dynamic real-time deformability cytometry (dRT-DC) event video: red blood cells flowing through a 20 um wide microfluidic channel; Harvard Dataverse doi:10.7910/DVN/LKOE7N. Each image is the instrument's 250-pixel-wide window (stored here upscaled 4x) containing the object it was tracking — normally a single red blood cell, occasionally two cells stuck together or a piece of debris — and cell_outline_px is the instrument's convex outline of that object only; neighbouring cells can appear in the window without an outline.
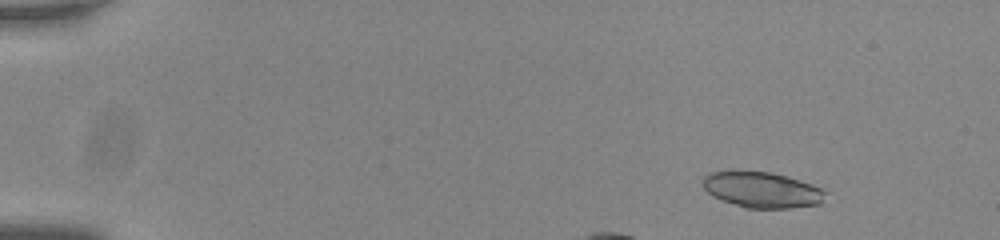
{"species": "common noctule bat (a hibernating species)", "species_latin": "Nyctalus noctula", "temperature_condition": "room temperature", "stored_images_in_passage": 18, "camera_frame_rate_fps": 3000, "um_per_image_px": 0.085, "animal": {"sex": "male", "body_mass_g": 20.0, "forearm_length_mm": 53.3}, "frame": {"image": 1, "passage_image": 8, "time_ms": 2.333, "image_size_px": [1000, 240], "cell_outline_px": [[824, 192], [820, 204], [788, 208], [744, 208], [720, 200], [708, 192], [704, 188], [700, 180], [708, 172], [732, 168], [772, 172], [812, 184], [820, 188]], "centroid_in_image_um": [64.63, 16.09], "position_along_channel_um": 20.4, "area_um2": 26.18}}